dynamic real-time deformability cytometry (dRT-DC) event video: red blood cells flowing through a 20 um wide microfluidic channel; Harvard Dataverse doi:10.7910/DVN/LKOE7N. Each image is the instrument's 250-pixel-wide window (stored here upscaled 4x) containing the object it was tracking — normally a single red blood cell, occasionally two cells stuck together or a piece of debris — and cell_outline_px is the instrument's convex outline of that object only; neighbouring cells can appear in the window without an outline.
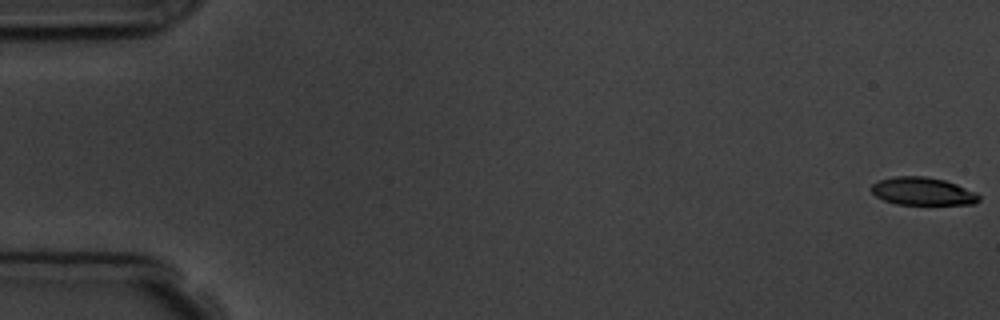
{"species": "common noctule bat (a hibernating species)", "species_latin": "Nyctalus noctula", "temperature_condition": "room temperature", "stored_images_in_passage": 6, "camera_frame_rate_fps": 3000, "um_per_image_px": 0.085, "animal": {"sex": "male", "body_mass_g": 19.5, "forearm_length_mm": 54.6}, "frame": {"image": 1, "passage_image": 1, "time_ms": 0.0, "image_size_px": [1000, 320], "cell_outline_px": [[980, 200], [976, 204], [896, 204], [884, 200], [876, 196], [872, 192], [872, 184], [880, 180], [896, 176], [924, 176], [944, 180], [956, 184], [976, 192], [980, 196]], "centroid_in_image_um": [78.45, 16.26], "position_along_channel_um": 6.5, "area_um2": 17.34}}
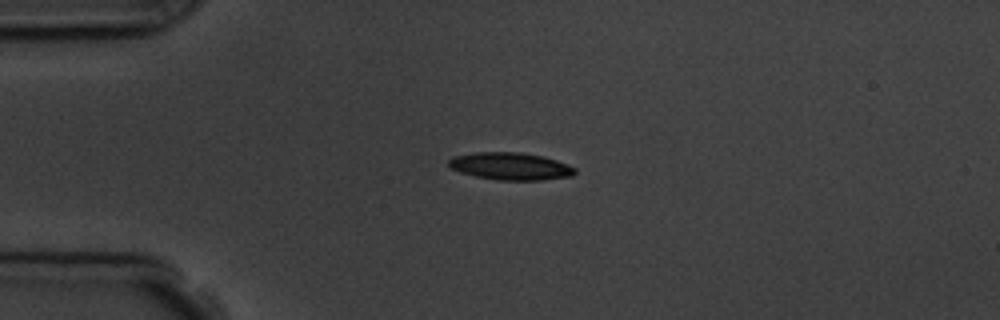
{"frame": {"image": 2, "passage_image": 5, "time_ms": 4.333, "image_size_px": [1000, 320], "cell_outline_px": [[576, 172], [572, 176], [540, 180], [496, 180], [476, 176], [460, 172], [452, 168], [448, 164], [448, 160], [452, 156], [476, 152], [520, 152], [544, 156], [568, 164], [576, 168]], "centroid_in_image_um": [43.4, 14.12], "position_along_channel_um": 41.6, "area_um2": 20.23}}